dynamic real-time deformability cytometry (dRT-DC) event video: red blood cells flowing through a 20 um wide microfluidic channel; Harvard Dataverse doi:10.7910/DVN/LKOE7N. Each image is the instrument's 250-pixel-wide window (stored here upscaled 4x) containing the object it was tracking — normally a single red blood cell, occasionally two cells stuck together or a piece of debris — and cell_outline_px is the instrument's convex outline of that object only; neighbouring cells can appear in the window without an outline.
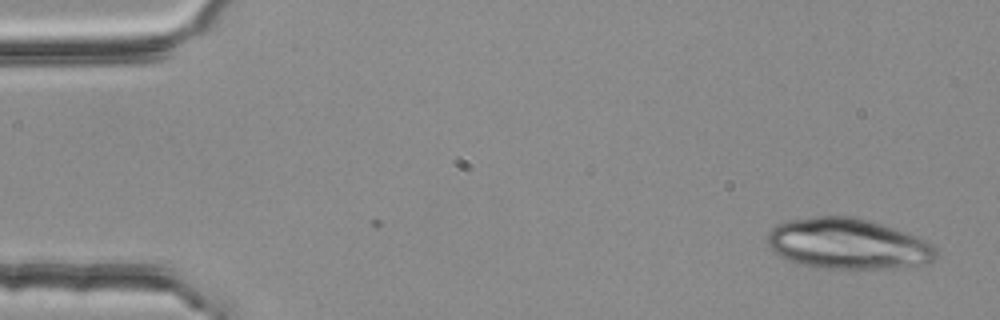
{"species": "common noctule bat (a hibernating species)", "species_latin": "Nyctalus noctula", "temperature_condition": "room temperature", "stored_images_in_passage": 4, "camera_frame_rate_fps": 3000, "um_per_image_px": 0.085, "animal": {"sex": "female", "body_mass_g": 25.1}, "frame": {"image": 1, "passage_image": 1, "time_ms": 0.0, "image_size_px": [1000, 320], "cell_outline_px": [[936, 256], [932, 260], [924, 264], [892, 268], [816, 268], [800, 264], [788, 260], [780, 256], [768, 244], [768, 232], [776, 224], [784, 220], [816, 216], [848, 216], [868, 220], [916, 236], [932, 244], [936, 248]], "centroid_in_image_um": [72.02, 20.72], "position_along_channel_um": 13.0, "area_um2": 49.53}}